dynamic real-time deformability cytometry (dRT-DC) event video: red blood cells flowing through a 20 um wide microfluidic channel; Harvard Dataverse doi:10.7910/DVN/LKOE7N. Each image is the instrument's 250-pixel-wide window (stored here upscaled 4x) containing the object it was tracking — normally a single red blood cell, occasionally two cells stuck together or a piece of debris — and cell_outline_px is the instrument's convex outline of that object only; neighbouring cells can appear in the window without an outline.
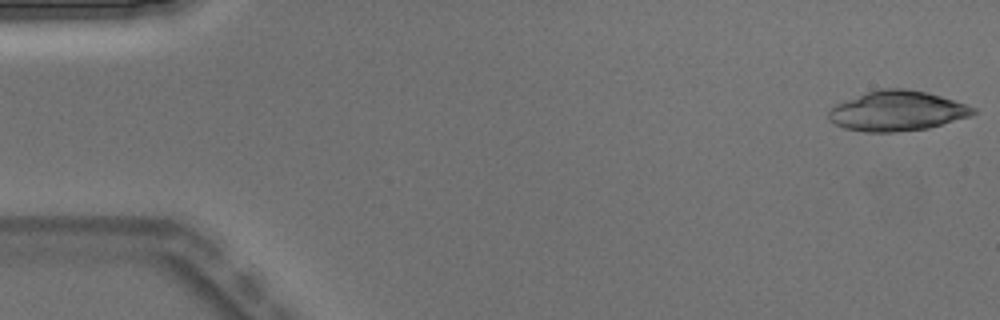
{"species": "Egyptian fruit bat (a non-hibernating species)", "species_latin": "Rousettus aegyptiacus", "temperature_condition": "warm", "stored_images_in_passage": 5, "camera_frame_rate_fps": 3000, "um_per_image_px": 0.085, "animal": {"sex": "male"}, "frame": {"image": 1, "passage_image": 1, "time_ms": 0.0, "image_size_px": [1000, 320], "cell_outline_px": [[976, 112], [972, 116], [928, 128], [892, 132], [864, 132], [844, 128], [828, 120], [828, 112], [836, 104], [868, 92], [880, 88], [904, 88], [928, 92], [976, 108]], "centroid_in_image_um": [76.26, 9.43], "position_along_channel_um": 8.7, "area_um2": 33.47}}